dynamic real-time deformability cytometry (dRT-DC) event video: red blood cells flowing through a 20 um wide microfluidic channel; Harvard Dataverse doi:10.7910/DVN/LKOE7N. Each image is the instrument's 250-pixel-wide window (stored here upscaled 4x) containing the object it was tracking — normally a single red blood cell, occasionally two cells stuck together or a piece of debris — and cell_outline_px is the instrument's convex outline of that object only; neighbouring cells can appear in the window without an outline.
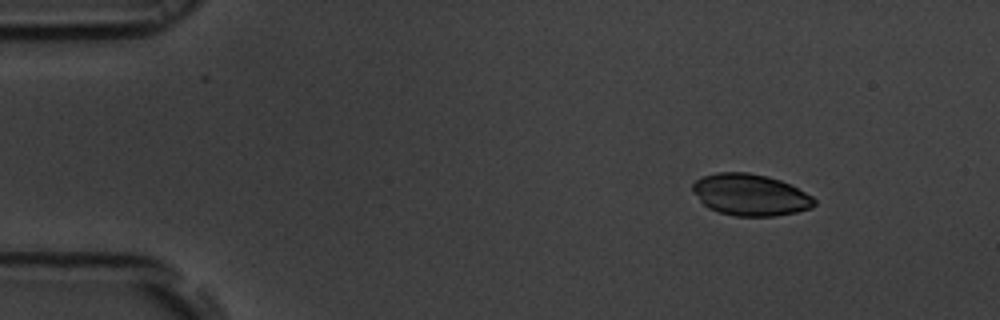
{"species": "common noctule bat (a hibernating species)", "species_latin": "Nyctalus noctula", "temperature_condition": "room temperature", "stored_images_in_passage": 47, "camera_frame_rate_fps": 3000, "um_per_image_px": 0.085, "animal": {"sex": "male", "body_mass_g": 19.5, "forearm_length_mm": 54.6}, "frame": {"image": 1, "passage_image": 1, "time_ms": 0.0, "image_size_px": [1000, 320], "cell_outline_px": [[816, 204], [812, 208], [796, 212], [776, 216], [736, 216], [720, 212], [708, 208], [692, 192], [692, 184], [696, 180], [704, 176], [716, 172], [748, 172], [780, 180], [792, 184], [812, 196], [816, 200]], "centroid_in_image_um": [63.79, 16.56], "position_along_channel_um": 21.2, "area_um2": 29.59}}
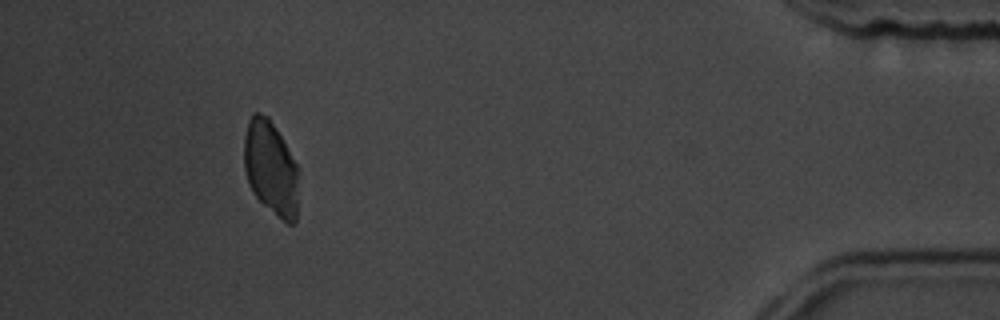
{"frame": {"image": 2, "passage_image": 43, "time_ms": 14.0, "image_size_px": [1000, 320], "cell_outline_px": [[300, 168], [296, 224], [288, 224], [264, 204], [252, 192], [248, 184], [244, 168], [244, 136], [248, 120], [252, 112], [260, 112], [268, 116], [276, 128]], "centroid_in_image_um": [23.04, 14.26], "position_along_channel_um": 412.2, "area_um2": 30.58}}